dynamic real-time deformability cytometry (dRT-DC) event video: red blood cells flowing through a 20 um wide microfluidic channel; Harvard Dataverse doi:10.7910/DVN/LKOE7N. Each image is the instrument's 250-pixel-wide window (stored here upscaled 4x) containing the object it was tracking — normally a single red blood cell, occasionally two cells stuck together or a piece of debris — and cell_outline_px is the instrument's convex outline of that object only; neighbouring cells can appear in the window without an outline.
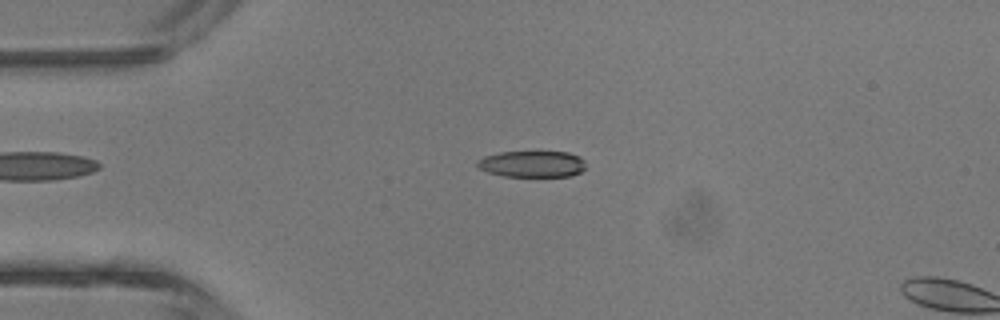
{"species": "common noctule bat (a hibernating species)", "species_latin": "Nyctalus noctula", "temperature_condition": "room temperature", "stored_images_in_passage": 4, "camera_frame_rate_fps": 3000, "um_per_image_px": 0.085, "animal": {"sex": "male", "body_mass_g": 13.3}, "frame": {"image": 1, "passage_image": 3, "time_ms": 2.333, "image_size_px": [1000, 320], "cell_outline_px": [[584, 168], [580, 172], [572, 176], [504, 176], [488, 172], [480, 168], [476, 164], [476, 160], [484, 156], [500, 152], [568, 152], [580, 156], [584, 160]], "centroid_in_image_um": [45.23, 13.93], "position_along_channel_um": 39.8, "area_um2": 16.65}}